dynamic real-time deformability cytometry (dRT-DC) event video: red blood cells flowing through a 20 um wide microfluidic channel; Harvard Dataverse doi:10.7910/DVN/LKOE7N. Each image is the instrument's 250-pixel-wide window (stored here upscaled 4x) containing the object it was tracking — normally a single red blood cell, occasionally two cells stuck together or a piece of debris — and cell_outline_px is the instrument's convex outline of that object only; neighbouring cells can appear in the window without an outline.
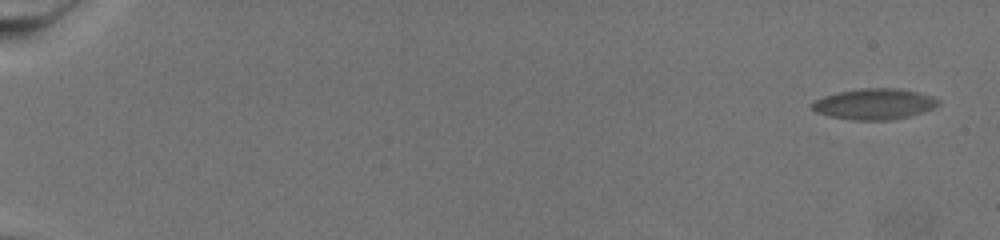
{"species": "common noctule bat (a hibernating species)", "species_latin": "Nyctalus noctula", "temperature_condition": "warm", "stored_images_in_passage": 80, "camera_frame_rate_fps": 3000, "um_per_image_px": 0.085, "animal": {"sex": "female", "body_mass_g": 19.5, "forearm_length_mm": 54.1}, "frame": {"image": 1, "passage_image": 1, "time_ms": 0.0, "image_size_px": [1000, 240], "cell_outline_px": [[940, 104], [932, 108], [908, 116], [884, 120], [852, 120], [832, 116], [816, 112], [812, 108], [812, 104], [816, 100], [840, 92], [868, 88], [888, 88], [912, 92], [928, 96], [940, 100]], "centroid_in_image_um": [74.3, 8.86], "position_along_channel_um": 10.7, "area_um2": 21.68}}
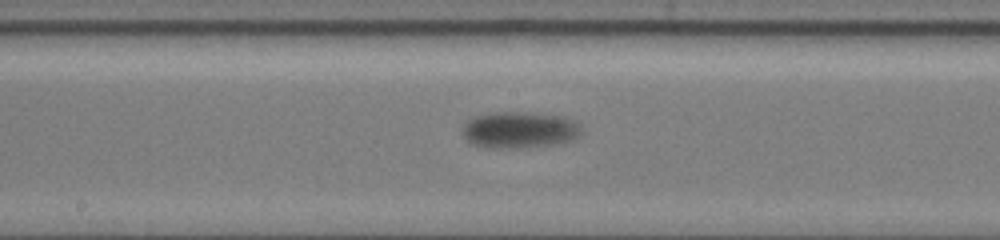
{"frame": {"image": 2, "passage_image": 46, "time_ms": 15.0, "image_size_px": [1000, 240], "cell_outline_px": [[580, 136], [572, 140], [560, 144], [524, 148], [488, 148], [468, 144], [464, 136], [464, 128], [468, 120], [476, 116], [488, 112], [532, 112], [556, 116], [572, 120], [580, 124]], "centroid_in_image_um": [44.15, 11.06], "position_along_channel_um": 204.1, "area_um2": 25.55}}
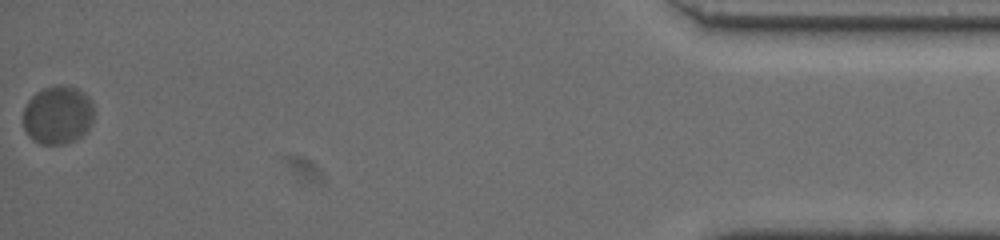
{"frame": {"image": 3, "passage_image": 80, "time_ms": 26.333, "image_size_px": [1000, 240], "cell_outline_px": [[92, 120], [88, 128], [76, 140], [64, 144], [40, 144], [32, 140], [28, 136], [24, 128], [24, 108], [28, 100], [36, 92], [44, 88], [60, 84], [76, 88], [84, 92], [88, 96], [92, 104]], "centroid_in_image_um": [4.89, 9.77], "position_along_channel_um": 430.3, "area_um2": 24.04}}